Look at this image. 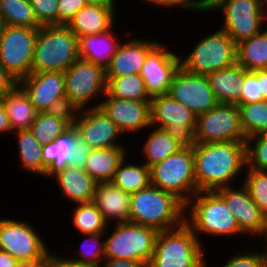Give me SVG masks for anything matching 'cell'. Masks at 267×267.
<instances>
[{"label":"cell","mask_w":267,"mask_h":267,"mask_svg":"<svg viewBox=\"0 0 267 267\" xmlns=\"http://www.w3.org/2000/svg\"><path fill=\"white\" fill-rule=\"evenodd\" d=\"M192 148L197 192L232 186L246 167L245 142L192 143Z\"/></svg>","instance_id":"6da1fadb"},{"label":"cell","mask_w":267,"mask_h":267,"mask_svg":"<svg viewBox=\"0 0 267 267\" xmlns=\"http://www.w3.org/2000/svg\"><path fill=\"white\" fill-rule=\"evenodd\" d=\"M185 210V203L176 195L150 185L131 194L129 221L164 231L183 224Z\"/></svg>","instance_id":"7a4b0ae2"},{"label":"cell","mask_w":267,"mask_h":267,"mask_svg":"<svg viewBox=\"0 0 267 267\" xmlns=\"http://www.w3.org/2000/svg\"><path fill=\"white\" fill-rule=\"evenodd\" d=\"M185 223L195 236L212 235L230 237L244 234L237 223L235 215L227 207L224 199L216 191H198L186 204Z\"/></svg>","instance_id":"3957f363"},{"label":"cell","mask_w":267,"mask_h":267,"mask_svg":"<svg viewBox=\"0 0 267 267\" xmlns=\"http://www.w3.org/2000/svg\"><path fill=\"white\" fill-rule=\"evenodd\" d=\"M79 58L78 37L66 25L38 29L31 72H65Z\"/></svg>","instance_id":"277c9868"},{"label":"cell","mask_w":267,"mask_h":267,"mask_svg":"<svg viewBox=\"0 0 267 267\" xmlns=\"http://www.w3.org/2000/svg\"><path fill=\"white\" fill-rule=\"evenodd\" d=\"M204 248L190 227L159 231L148 267H207Z\"/></svg>","instance_id":"5b68a950"},{"label":"cell","mask_w":267,"mask_h":267,"mask_svg":"<svg viewBox=\"0 0 267 267\" xmlns=\"http://www.w3.org/2000/svg\"><path fill=\"white\" fill-rule=\"evenodd\" d=\"M109 228L104 235V257L144 262L149 265L159 231L152 227L133 222L115 223L110 234ZM110 235V236H109Z\"/></svg>","instance_id":"8992f818"},{"label":"cell","mask_w":267,"mask_h":267,"mask_svg":"<svg viewBox=\"0 0 267 267\" xmlns=\"http://www.w3.org/2000/svg\"><path fill=\"white\" fill-rule=\"evenodd\" d=\"M151 185L176 195L185 204L197 193L192 144L150 167Z\"/></svg>","instance_id":"52a82bcc"},{"label":"cell","mask_w":267,"mask_h":267,"mask_svg":"<svg viewBox=\"0 0 267 267\" xmlns=\"http://www.w3.org/2000/svg\"><path fill=\"white\" fill-rule=\"evenodd\" d=\"M198 41L189 55L180 59V66L186 71L207 75L236 63L237 44L222 29Z\"/></svg>","instance_id":"ba28073f"},{"label":"cell","mask_w":267,"mask_h":267,"mask_svg":"<svg viewBox=\"0 0 267 267\" xmlns=\"http://www.w3.org/2000/svg\"><path fill=\"white\" fill-rule=\"evenodd\" d=\"M64 76L68 109H88L94 98L106 94V71L100 65L79 58L64 72Z\"/></svg>","instance_id":"9c48e42d"},{"label":"cell","mask_w":267,"mask_h":267,"mask_svg":"<svg viewBox=\"0 0 267 267\" xmlns=\"http://www.w3.org/2000/svg\"><path fill=\"white\" fill-rule=\"evenodd\" d=\"M39 235L26 221L0 219V250L19 262H48L50 251Z\"/></svg>","instance_id":"30bf717a"},{"label":"cell","mask_w":267,"mask_h":267,"mask_svg":"<svg viewBox=\"0 0 267 267\" xmlns=\"http://www.w3.org/2000/svg\"><path fill=\"white\" fill-rule=\"evenodd\" d=\"M211 10L222 11L220 28L237 44L262 30L266 20L264 0H217Z\"/></svg>","instance_id":"8fae6325"},{"label":"cell","mask_w":267,"mask_h":267,"mask_svg":"<svg viewBox=\"0 0 267 267\" xmlns=\"http://www.w3.org/2000/svg\"><path fill=\"white\" fill-rule=\"evenodd\" d=\"M246 142L240 124L239 108L235 104L218 103L197 116L193 143Z\"/></svg>","instance_id":"7c38bea8"},{"label":"cell","mask_w":267,"mask_h":267,"mask_svg":"<svg viewBox=\"0 0 267 267\" xmlns=\"http://www.w3.org/2000/svg\"><path fill=\"white\" fill-rule=\"evenodd\" d=\"M38 29L6 25L0 41V63L19 82L31 74Z\"/></svg>","instance_id":"4fadbf2b"},{"label":"cell","mask_w":267,"mask_h":267,"mask_svg":"<svg viewBox=\"0 0 267 267\" xmlns=\"http://www.w3.org/2000/svg\"><path fill=\"white\" fill-rule=\"evenodd\" d=\"M72 125L80 149L124 147L116 142L123 133L100 107L74 111Z\"/></svg>","instance_id":"5bb4252c"},{"label":"cell","mask_w":267,"mask_h":267,"mask_svg":"<svg viewBox=\"0 0 267 267\" xmlns=\"http://www.w3.org/2000/svg\"><path fill=\"white\" fill-rule=\"evenodd\" d=\"M18 84L28 94L37 112L68 109L64 72H31Z\"/></svg>","instance_id":"9a60e30c"},{"label":"cell","mask_w":267,"mask_h":267,"mask_svg":"<svg viewBox=\"0 0 267 267\" xmlns=\"http://www.w3.org/2000/svg\"><path fill=\"white\" fill-rule=\"evenodd\" d=\"M150 115L152 126L166 129L187 144L193 143L197 116L169 94L151 99Z\"/></svg>","instance_id":"2e32d148"},{"label":"cell","mask_w":267,"mask_h":267,"mask_svg":"<svg viewBox=\"0 0 267 267\" xmlns=\"http://www.w3.org/2000/svg\"><path fill=\"white\" fill-rule=\"evenodd\" d=\"M168 94L196 116L218 104L207 76L188 72L181 66L173 77Z\"/></svg>","instance_id":"e0dca14e"},{"label":"cell","mask_w":267,"mask_h":267,"mask_svg":"<svg viewBox=\"0 0 267 267\" xmlns=\"http://www.w3.org/2000/svg\"><path fill=\"white\" fill-rule=\"evenodd\" d=\"M180 59L161 41L148 53L140 75L151 98L169 93L173 77L180 68Z\"/></svg>","instance_id":"ac0fdd59"},{"label":"cell","mask_w":267,"mask_h":267,"mask_svg":"<svg viewBox=\"0 0 267 267\" xmlns=\"http://www.w3.org/2000/svg\"><path fill=\"white\" fill-rule=\"evenodd\" d=\"M103 99V100H102ZM92 108L100 107L105 114L124 133L148 129L151 125L150 102L124 100L109 96L107 93Z\"/></svg>","instance_id":"d6986e66"},{"label":"cell","mask_w":267,"mask_h":267,"mask_svg":"<svg viewBox=\"0 0 267 267\" xmlns=\"http://www.w3.org/2000/svg\"><path fill=\"white\" fill-rule=\"evenodd\" d=\"M233 186L218 188L215 191L224 199L227 207L233 212L240 230L247 235L259 236L263 228L264 214L251 199L247 188Z\"/></svg>","instance_id":"ffe728a7"},{"label":"cell","mask_w":267,"mask_h":267,"mask_svg":"<svg viewBox=\"0 0 267 267\" xmlns=\"http://www.w3.org/2000/svg\"><path fill=\"white\" fill-rule=\"evenodd\" d=\"M80 147L73 125L62 135L42 147L43 176L52 178L68 165L79 162Z\"/></svg>","instance_id":"44dd1931"},{"label":"cell","mask_w":267,"mask_h":267,"mask_svg":"<svg viewBox=\"0 0 267 267\" xmlns=\"http://www.w3.org/2000/svg\"><path fill=\"white\" fill-rule=\"evenodd\" d=\"M159 42L151 39L133 38L120 43L116 53L105 69L106 77H122L130 74H140L148 53Z\"/></svg>","instance_id":"7402d4cb"},{"label":"cell","mask_w":267,"mask_h":267,"mask_svg":"<svg viewBox=\"0 0 267 267\" xmlns=\"http://www.w3.org/2000/svg\"><path fill=\"white\" fill-rule=\"evenodd\" d=\"M125 148L80 149L79 163L97 183L111 182L119 163L127 156Z\"/></svg>","instance_id":"603a6c76"},{"label":"cell","mask_w":267,"mask_h":267,"mask_svg":"<svg viewBox=\"0 0 267 267\" xmlns=\"http://www.w3.org/2000/svg\"><path fill=\"white\" fill-rule=\"evenodd\" d=\"M116 5H86L66 25L78 38L104 33L114 28Z\"/></svg>","instance_id":"cb8c5ba5"},{"label":"cell","mask_w":267,"mask_h":267,"mask_svg":"<svg viewBox=\"0 0 267 267\" xmlns=\"http://www.w3.org/2000/svg\"><path fill=\"white\" fill-rule=\"evenodd\" d=\"M130 196V193L118 188L112 182H98L92 202L108 224L114 220L115 223L128 222Z\"/></svg>","instance_id":"d4e9b609"},{"label":"cell","mask_w":267,"mask_h":267,"mask_svg":"<svg viewBox=\"0 0 267 267\" xmlns=\"http://www.w3.org/2000/svg\"><path fill=\"white\" fill-rule=\"evenodd\" d=\"M62 194L73 204L92 202L97 182L78 162L53 176Z\"/></svg>","instance_id":"484cf974"},{"label":"cell","mask_w":267,"mask_h":267,"mask_svg":"<svg viewBox=\"0 0 267 267\" xmlns=\"http://www.w3.org/2000/svg\"><path fill=\"white\" fill-rule=\"evenodd\" d=\"M247 71L241 65L235 63L228 68L206 75L218 103L238 105Z\"/></svg>","instance_id":"4316f807"},{"label":"cell","mask_w":267,"mask_h":267,"mask_svg":"<svg viewBox=\"0 0 267 267\" xmlns=\"http://www.w3.org/2000/svg\"><path fill=\"white\" fill-rule=\"evenodd\" d=\"M112 29L100 34L79 37L80 58L106 69L120 45L118 36H114Z\"/></svg>","instance_id":"83f0119b"},{"label":"cell","mask_w":267,"mask_h":267,"mask_svg":"<svg viewBox=\"0 0 267 267\" xmlns=\"http://www.w3.org/2000/svg\"><path fill=\"white\" fill-rule=\"evenodd\" d=\"M1 102L10 120L12 132L30 128L38 112L19 84L2 96Z\"/></svg>","instance_id":"f1b7e54d"},{"label":"cell","mask_w":267,"mask_h":267,"mask_svg":"<svg viewBox=\"0 0 267 267\" xmlns=\"http://www.w3.org/2000/svg\"><path fill=\"white\" fill-rule=\"evenodd\" d=\"M153 131L149 133L146 142L142 145L144 164L149 168L172 154L179 152L187 143L178 136L170 134L166 129L150 125Z\"/></svg>","instance_id":"f546056e"},{"label":"cell","mask_w":267,"mask_h":267,"mask_svg":"<svg viewBox=\"0 0 267 267\" xmlns=\"http://www.w3.org/2000/svg\"><path fill=\"white\" fill-rule=\"evenodd\" d=\"M72 109L38 112L29 130L41 145L48 144L72 126Z\"/></svg>","instance_id":"4dcf8cb0"},{"label":"cell","mask_w":267,"mask_h":267,"mask_svg":"<svg viewBox=\"0 0 267 267\" xmlns=\"http://www.w3.org/2000/svg\"><path fill=\"white\" fill-rule=\"evenodd\" d=\"M236 63L248 71L267 69V28L237 43Z\"/></svg>","instance_id":"1f68e13d"},{"label":"cell","mask_w":267,"mask_h":267,"mask_svg":"<svg viewBox=\"0 0 267 267\" xmlns=\"http://www.w3.org/2000/svg\"><path fill=\"white\" fill-rule=\"evenodd\" d=\"M126 156L119 163L112 183L130 194L145 189L151 185L150 168L144 163H127ZM127 163V164H126Z\"/></svg>","instance_id":"d6a6232c"},{"label":"cell","mask_w":267,"mask_h":267,"mask_svg":"<svg viewBox=\"0 0 267 267\" xmlns=\"http://www.w3.org/2000/svg\"><path fill=\"white\" fill-rule=\"evenodd\" d=\"M106 93L118 99L134 101H151L140 74L122 77H106Z\"/></svg>","instance_id":"836d02e7"},{"label":"cell","mask_w":267,"mask_h":267,"mask_svg":"<svg viewBox=\"0 0 267 267\" xmlns=\"http://www.w3.org/2000/svg\"><path fill=\"white\" fill-rule=\"evenodd\" d=\"M18 155L21 167L33 174L43 176V145L33 136L29 129L16 131Z\"/></svg>","instance_id":"e575fe53"},{"label":"cell","mask_w":267,"mask_h":267,"mask_svg":"<svg viewBox=\"0 0 267 267\" xmlns=\"http://www.w3.org/2000/svg\"><path fill=\"white\" fill-rule=\"evenodd\" d=\"M0 15L8 26L41 27L29 0H0Z\"/></svg>","instance_id":"d590c367"},{"label":"cell","mask_w":267,"mask_h":267,"mask_svg":"<svg viewBox=\"0 0 267 267\" xmlns=\"http://www.w3.org/2000/svg\"><path fill=\"white\" fill-rule=\"evenodd\" d=\"M73 210V225L81 234L105 233L108 222L93 202L78 203Z\"/></svg>","instance_id":"8d00e7d4"},{"label":"cell","mask_w":267,"mask_h":267,"mask_svg":"<svg viewBox=\"0 0 267 267\" xmlns=\"http://www.w3.org/2000/svg\"><path fill=\"white\" fill-rule=\"evenodd\" d=\"M240 124L245 137L267 133V101L238 104Z\"/></svg>","instance_id":"74e56055"},{"label":"cell","mask_w":267,"mask_h":267,"mask_svg":"<svg viewBox=\"0 0 267 267\" xmlns=\"http://www.w3.org/2000/svg\"><path fill=\"white\" fill-rule=\"evenodd\" d=\"M247 188L251 199L267 214V171L247 168L246 176L242 181Z\"/></svg>","instance_id":"f35d334b"},{"label":"cell","mask_w":267,"mask_h":267,"mask_svg":"<svg viewBox=\"0 0 267 267\" xmlns=\"http://www.w3.org/2000/svg\"><path fill=\"white\" fill-rule=\"evenodd\" d=\"M85 241L82 242L81 250L76 251L78 254L70 259L100 267L105 259L104 257V233L100 234H84ZM89 242V243H88ZM84 244V245H83ZM77 256V257H76Z\"/></svg>","instance_id":"ab89813d"},{"label":"cell","mask_w":267,"mask_h":267,"mask_svg":"<svg viewBox=\"0 0 267 267\" xmlns=\"http://www.w3.org/2000/svg\"><path fill=\"white\" fill-rule=\"evenodd\" d=\"M245 145L246 168L267 171V133L246 138Z\"/></svg>","instance_id":"60d3db41"},{"label":"cell","mask_w":267,"mask_h":267,"mask_svg":"<svg viewBox=\"0 0 267 267\" xmlns=\"http://www.w3.org/2000/svg\"><path fill=\"white\" fill-rule=\"evenodd\" d=\"M41 26L58 25V0H29Z\"/></svg>","instance_id":"b9f144b4"},{"label":"cell","mask_w":267,"mask_h":267,"mask_svg":"<svg viewBox=\"0 0 267 267\" xmlns=\"http://www.w3.org/2000/svg\"><path fill=\"white\" fill-rule=\"evenodd\" d=\"M232 255L222 267H267V253L265 251H242Z\"/></svg>","instance_id":"7bdbcfd3"},{"label":"cell","mask_w":267,"mask_h":267,"mask_svg":"<svg viewBox=\"0 0 267 267\" xmlns=\"http://www.w3.org/2000/svg\"><path fill=\"white\" fill-rule=\"evenodd\" d=\"M264 101L259 88V70L247 71L238 104Z\"/></svg>","instance_id":"ee69618b"},{"label":"cell","mask_w":267,"mask_h":267,"mask_svg":"<svg viewBox=\"0 0 267 267\" xmlns=\"http://www.w3.org/2000/svg\"><path fill=\"white\" fill-rule=\"evenodd\" d=\"M148 3H152L155 6L182 8L186 10H191L194 12H208L211 11V4L209 0H150ZM175 6V7H174Z\"/></svg>","instance_id":"f6af8a7d"},{"label":"cell","mask_w":267,"mask_h":267,"mask_svg":"<svg viewBox=\"0 0 267 267\" xmlns=\"http://www.w3.org/2000/svg\"><path fill=\"white\" fill-rule=\"evenodd\" d=\"M84 0H58V25H67L82 7Z\"/></svg>","instance_id":"bcb514c9"},{"label":"cell","mask_w":267,"mask_h":267,"mask_svg":"<svg viewBox=\"0 0 267 267\" xmlns=\"http://www.w3.org/2000/svg\"><path fill=\"white\" fill-rule=\"evenodd\" d=\"M48 267H96L90 264H84L70 258H63L61 255L51 253L48 257Z\"/></svg>","instance_id":"7dc6e473"},{"label":"cell","mask_w":267,"mask_h":267,"mask_svg":"<svg viewBox=\"0 0 267 267\" xmlns=\"http://www.w3.org/2000/svg\"><path fill=\"white\" fill-rule=\"evenodd\" d=\"M17 84L18 81L0 63V98Z\"/></svg>","instance_id":"c3c4849f"},{"label":"cell","mask_w":267,"mask_h":267,"mask_svg":"<svg viewBox=\"0 0 267 267\" xmlns=\"http://www.w3.org/2000/svg\"><path fill=\"white\" fill-rule=\"evenodd\" d=\"M100 267H148V264L139 261H132L127 259H110L105 258Z\"/></svg>","instance_id":"681fc988"},{"label":"cell","mask_w":267,"mask_h":267,"mask_svg":"<svg viewBox=\"0 0 267 267\" xmlns=\"http://www.w3.org/2000/svg\"><path fill=\"white\" fill-rule=\"evenodd\" d=\"M12 132L10 120L0 98V133Z\"/></svg>","instance_id":"f907efd6"},{"label":"cell","mask_w":267,"mask_h":267,"mask_svg":"<svg viewBox=\"0 0 267 267\" xmlns=\"http://www.w3.org/2000/svg\"><path fill=\"white\" fill-rule=\"evenodd\" d=\"M19 261L9 253L0 250V267H17Z\"/></svg>","instance_id":"816d5d0a"},{"label":"cell","mask_w":267,"mask_h":267,"mask_svg":"<svg viewBox=\"0 0 267 267\" xmlns=\"http://www.w3.org/2000/svg\"><path fill=\"white\" fill-rule=\"evenodd\" d=\"M259 88L263 100L267 101V69L259 70Z\"/></svg>","instance_id":"f5cc1de1"},{"label":"cell","mask_w":267,"mask_h":267,"mask_svg":"<svg viewBox=\"0 0 267 267\" xmlns=\"http://www.w3.org/2000/svg\"><path fill=\"white\" fill-rule=\"evenodd\" d=\"M17 267H48L47 262H19Z\"/></svg>","instance_id":"db71d44e"},{"label":"cell","mask_w":267,"mask_h":267,"mask_svg":"<svg viewBox=\"0 0 267 267\" xmlns=\"http://www.w3.org/2000/svg\"><path fill=\"white\" fill-rule=\"evenodd\" d=\"M86 5H115L114 0H84Z\"/></svg>","instance_id":"11a10c76"},{"label":"cell","mask_w":267,"mask_h":267,"mask_svg":"<svg viewBox=\"0 0 267 267\" xmlns=\"http://www.w3.org/2000/svg\"><path fill=\"white\" fill-rule=\"evenodd\" d=\"M260 236H258V237H262V236H264V238H265V243L266 244H264V245H266V246H264V248H265V252L267 253V214L266 215H264V222H263V228H262V231H261V233L259 234Z\"/></svg>","instance_id":"9f6ffc18"},{"label":"cell","mask_w":267,"mask_h":267,"mask_svg":"<svg viewBox=\"0 0 267 267\" xmlns=\"http://www.w3.org/2000/svg\"><path fill=\"white\" fill-rule=\"evenodd\" d=\"M5 27H6V25L4 23V20H3L2 16L0 15V41H1V38L3 36V32H4Z\"/></svg>","instance_id":"6f0895ef"},{"label":"cell","mask_w":267,"mask_h":267,"mask_svg":"<svg viewBox=\"0 0 267 267\" xmlns=\"http://www.w3.org/2000/svg\"><path fill=\"white\" fill-rule=\"evenodd\" d=\"M264 9H265V15L267 18V0H264Z\"/></svg>","instance_id":"680465c9"},{"label":"cell","mask_w":267,"mask_h":267,"mask_svg":"<svg viewBox=\"0 0 267 267\" xmlns=\"http://www.w3.org/2000/svg\"><path fill=\"white\" fill-rule=\"evenodd\" d=\"M217 0H209L211 6L216 2Z\"/></svg>","instance_id":"91938a15"}]
</instances>
